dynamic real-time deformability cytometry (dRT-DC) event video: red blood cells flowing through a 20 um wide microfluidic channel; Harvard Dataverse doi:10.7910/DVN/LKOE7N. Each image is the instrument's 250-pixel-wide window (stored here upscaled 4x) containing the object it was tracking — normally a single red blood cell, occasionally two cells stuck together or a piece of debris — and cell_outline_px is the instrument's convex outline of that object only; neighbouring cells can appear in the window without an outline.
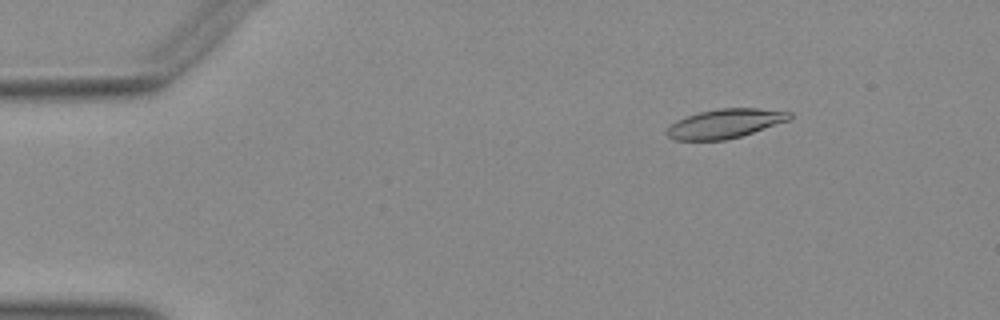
{"species": "Egyptian fruit bat (a non-hibernating species)", "species_latin": "Rousettus aegyptiacus", "temperature_condition": "warm", "stored_images_in_passage": 21, "camera_frame_rate_fps": 3000, "um_per_image_px": 0.085, "animal": {"sex": "female"}, "frame": {"image": 1, "passage_image": 8, "time_ms": 2.333, "image_size_px": [1000, 320], "cell_outline_px": [[792, 116], [788, 120], [740, 136], [724, 140], [676, 140], [668, 136], [664, 132], [676, 120], [700, 112], [716, 108], [756, 108], [792, 112]], "centroid_in_image_um": [61.6, 10.5], "position_along_channel_um": 23.4, "area_um2": 20.58}}
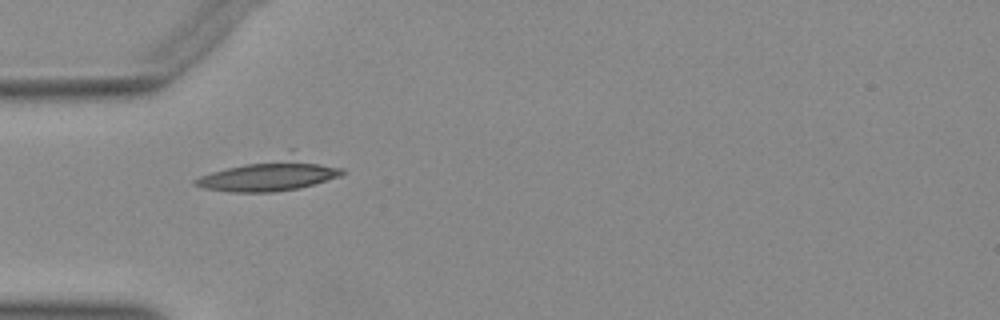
{"frame": {"image": 2, "passage_image": 17, "time_ms": 5.333, "image_size_px": [1000, 320], "cell_outline_px": [[344, 172], [340, 176], [312, 184], [296, 188], [272, 192], [232, 192], [204, 188], [192, 184], [192, 180], [200, 176], [212, 172], [288, 148], [292, 148], [344, 168]], "centroid_in_image_um": [23.04, 14.74], "position_along_channel_um": 62.0, "area_um2": 29.07}}
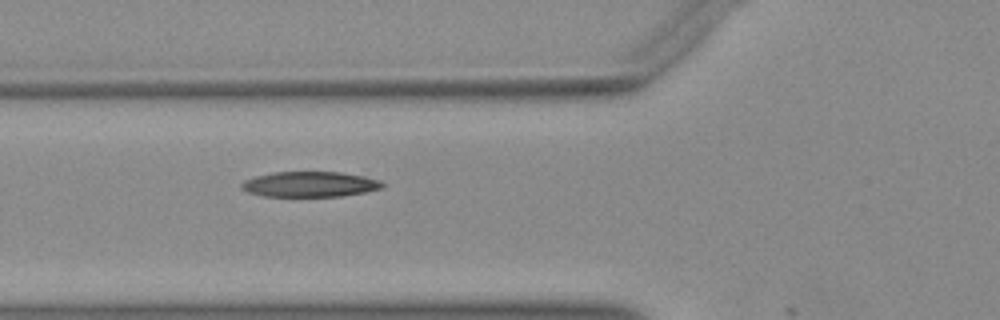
{"frame": {"image": 3, "passage_image": 20, "time_ms": 6.333, "image_size_px": [1000, 320], "cell_outline_px": [[384, 188], [364, 192], [340, 196], [264, 196], [248, 192], [240, 188], [240, 184], [244, 180], [256, 176], [272, 172], [340, 172], [364, 176], [380, 180], [384, 184]], "centroid_in_image_um": [26.33, 15.66], "position_along_channel_um": 99.5, "area_um2": 20.81}}